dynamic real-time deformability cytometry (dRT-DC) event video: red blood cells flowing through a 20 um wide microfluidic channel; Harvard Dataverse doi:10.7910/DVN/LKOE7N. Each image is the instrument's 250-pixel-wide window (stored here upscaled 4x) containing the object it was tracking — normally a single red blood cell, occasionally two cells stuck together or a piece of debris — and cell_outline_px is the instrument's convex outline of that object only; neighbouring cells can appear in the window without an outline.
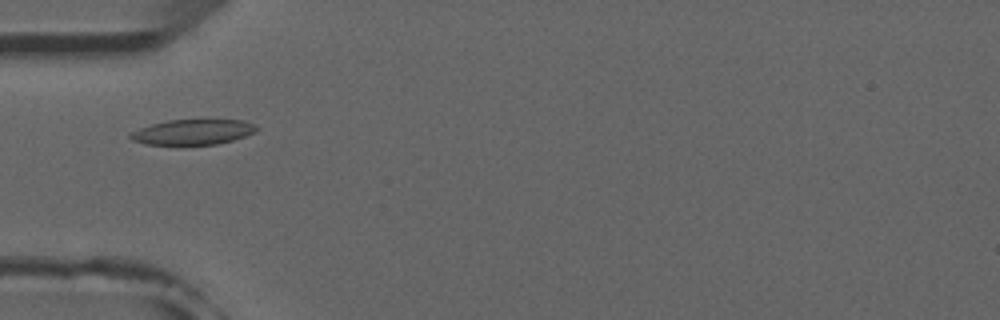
{"species": "common noctule bat (a hibernating species)", "species_latin": "Nyctalus noctula", "temperature_condition": "room temperature", "stored_images_in_passage": 51, "camera_frame_rate_fps": 3000, "um_per_image_px": 0.085, "animal": {"sex": "male", "forearm_length_mm": 52.5}, "frame": {"image": 1, "passage_image": 15, "time_ms": 4.667, "image_size_px": [1000, 320], "cell_outline_px": [[256, 132], [232, 140], [216, 144], [144, 144], [132, 140], [128, 136], [132, 132], [140, 128], [152, 124], [168, 120], [244, 120], [256, 124]], "centroid_in_image_um": [16.4, 11.21], "position_along_channel_um": 68.6, "area_um2": 18.32}}
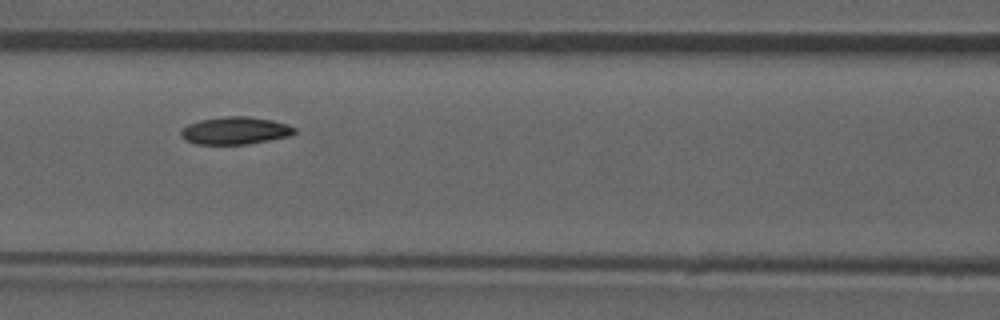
{"frame": {"image": 2, "passage_image": 21, "time_ms": 6.667, "image_size_px": [1000, 320], "cell_outline_px": [[296, 132], [292, 136], [248, 144], [196, 144], [184, 140], [180, 136], [180, 132], [188, 124], [200, 120], [228, 116], [248, 116], [272, 120], [288, 124], [296, 128]], "centroid_in_image_um": [20.02, 11.11], "position_along_channel_um": 146.6, "area_um2": 18.32}}
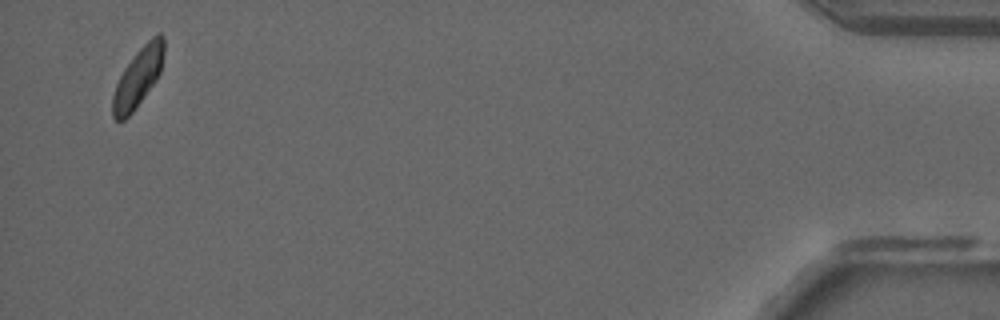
{"frame": {"image": 3, "passage_image": 49, "time_ms": 16.0, "image_size_px": [1000, 320], "cell_outline_px": [[164, 52], [160, 72], [156, 80], [132, 112], [124, 120], [116, 120], [112, 116], [112, 96], [116, 84], [124, 68], [136, 52], [152, 36], [160, 32], [164, 36]], "centroid_in_image_um": [11.73, 6.56], "position_along_channel_um": 423.5, "area_um2": 17.46}, "authors_computed_cell_mechanics": {"area_um2": 18.3804, "velocity_mm_per_s": 3.8944, "shape_relaxation_time_tau1_ms": 5.233, "shape_relaxation_time_tau2_ms": null, "deformation_change_tau1": 0.1263, "deformation_change_tau2": null}}